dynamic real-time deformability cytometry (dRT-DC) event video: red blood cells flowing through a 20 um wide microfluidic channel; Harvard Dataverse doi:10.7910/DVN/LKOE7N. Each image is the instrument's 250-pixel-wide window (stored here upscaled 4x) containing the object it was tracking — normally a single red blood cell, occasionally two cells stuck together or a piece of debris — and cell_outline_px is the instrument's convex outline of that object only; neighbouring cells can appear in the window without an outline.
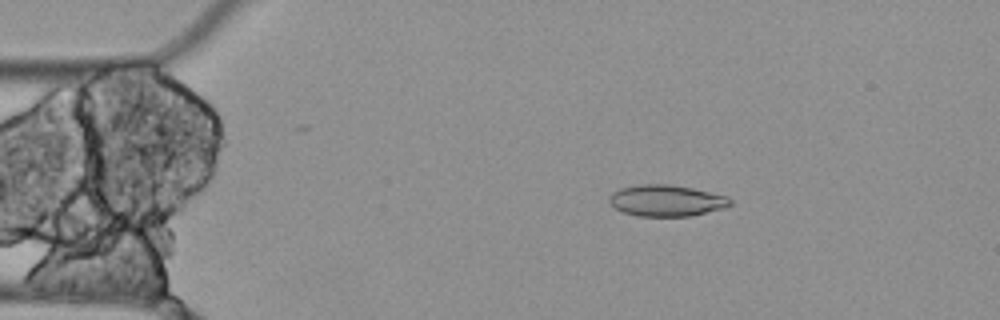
{"species": "Egyptian fruit bat (a non-hibernating species)", "species_latin": "Rousettus aegyptiacus", "temperature_condition": "cold", "stored_images_in_passage": 13, "camera_frame_rate_fps": 3000, "um_per_image_px": 0.085, "animal": {"sex": "female"}, "frame": {"image": 1, "passage_image": 1, "time_ms": 0.0, "image_size_px": [1000, 320], "cell_outline_px": [[732, 204], [724, 208], [692, 216], [640, 216], [624, 212], [616, 208], [608, 200], [608, 196], [612, 192], [620, 188], [640, 184], [668, 184], [692, 188], [728, 196], [732, 200]], "centroid_in_image_um": [56.66, 17.04], "position_along_channel_um": 28.3, "area_um2": 22.14}}
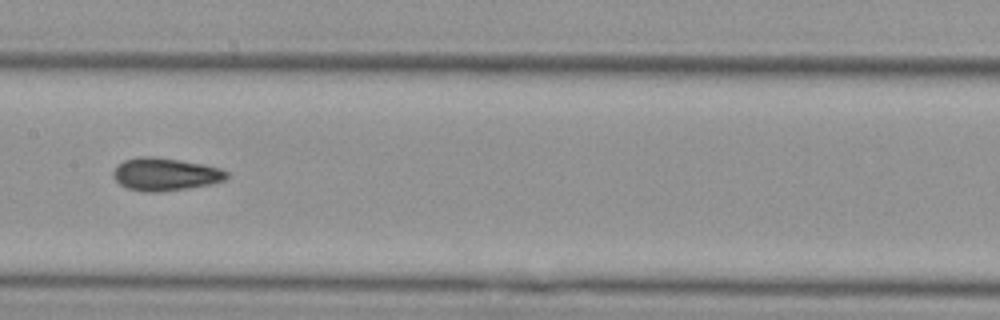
{"frame": {"image": 2, "passage_image": 6, "time_ms": 1.667, "image_size_px": [1000, 320], "cell_outline_px": [[228, 176], [224, 180], [212, 184], [188, 188], [156, 192], [144, 192], [128, 188], [120, 184], [112, 176], [112, 172], [116, 164], [124, 160], [136, 156], [156, 156], [204, 164], [220, 168], [228, 172]], "centroid_in_image_um": [14.02, 14.79], "position_along_channel_um": 193.4, "area_um2": 21.91}}
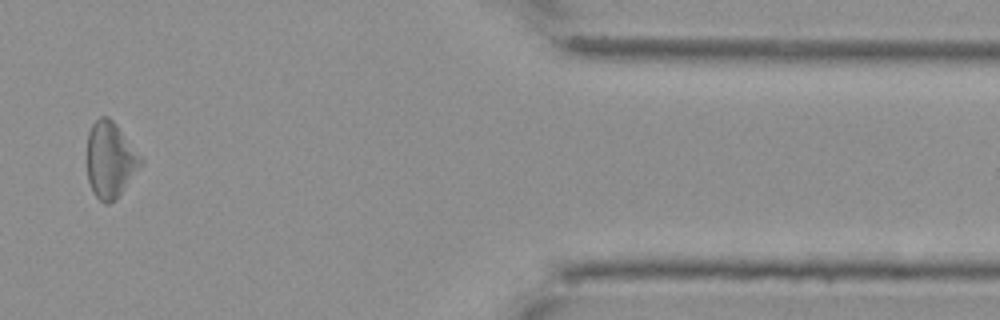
{"frame": {"image": 3, "passage_image": 11, "time_ms": 3.333, "image_size_px": [1000, 320], "cell_outline_px": [[144, 164], [116, 200], [108, 204], [104, 204], [92, 192], [88, 180], [88, 132], [92, 124], [100, 116], [108, 116], [116, 124], [144, 160]], "centroid_in_image_um": [9.39, 13.62], "position_along_channel_um": 402.0, "area_um2": 23.93}}